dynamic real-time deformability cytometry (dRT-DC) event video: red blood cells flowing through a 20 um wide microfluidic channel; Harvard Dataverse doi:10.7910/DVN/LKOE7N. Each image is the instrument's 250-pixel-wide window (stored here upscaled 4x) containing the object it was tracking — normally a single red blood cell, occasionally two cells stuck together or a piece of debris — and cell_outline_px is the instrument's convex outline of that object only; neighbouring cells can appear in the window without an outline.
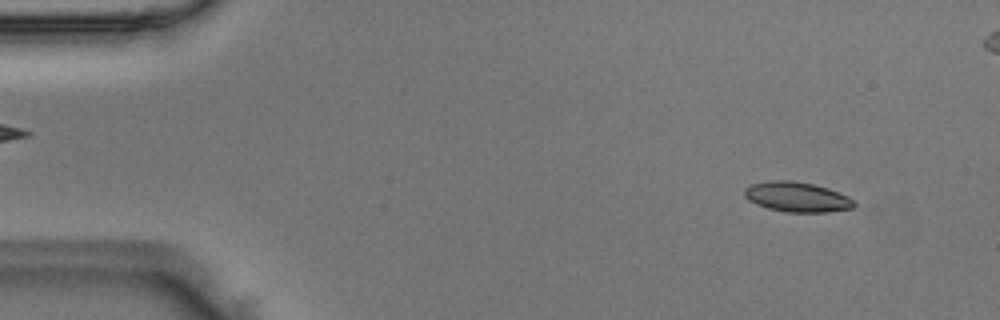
{"species": "Egyptian fruit bat (a non-hibernating species)", "species_latin": "Rousettus aegyptiacus", "temperature_condition": "room temperature", "stored_images_in_passage": 4, "camera_frame_rate_fps": 3000, "um_per_image_px": 0.085, "animal": {"sex": "male"}, "frame": {"image": 1, "passage_image": 1, "time_ms": 0.0, "image_size_px": [1000, 320], "cell_outline_px": [[856, 204], [852, 208], [828, 212], [784, 212], [768, 208], [756, 204], [748, 200], [744, 196], [744, 188], [752, 184], [768, 180], [792, 180], [812, 184], [828, 188], [848, 196]], "centroid_in_image_um": [67.71, 16.74], "position_along_channel_um": 17.3, "area_um2": 19.19}}
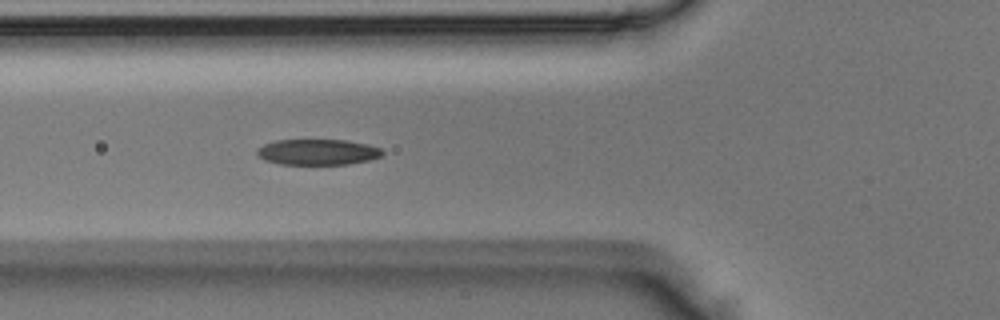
{"frame": {"image": 2, "passage_image": 4, "time_ms": 1.0, "image_size_px": [1000, 320], "cell_outline_px": [[384, 152], [380, 156], [368, 160], [348, 164], [280, 164], [264, 160], [256, 152], [256, 148], [264, 144], [276, 140], [344, 140], [368, 144], [380, 148]], "centroid_in_image_um": [26.98, 12.92], "position_along_channel_um": 98.8, "area_um2": 18.73}}